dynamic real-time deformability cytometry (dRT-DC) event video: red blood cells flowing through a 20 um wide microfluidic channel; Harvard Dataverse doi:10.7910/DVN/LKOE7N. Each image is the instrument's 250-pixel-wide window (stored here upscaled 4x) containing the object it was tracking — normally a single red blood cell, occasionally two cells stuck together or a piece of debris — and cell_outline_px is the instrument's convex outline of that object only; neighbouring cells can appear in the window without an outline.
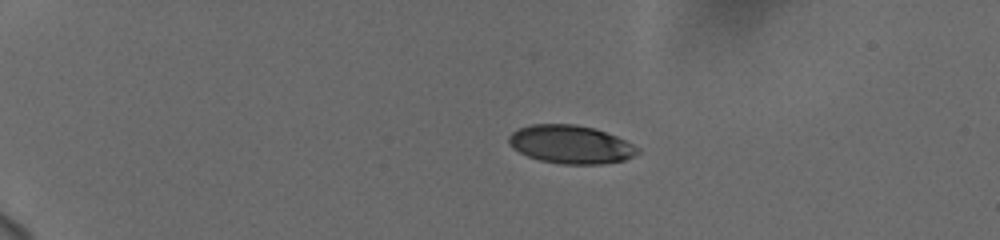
{"species": "human", "species_latin": "Homo sapiens", "temperature_condition": "cold", "stored_images_in_passage": 45, "camera_frame_rate_fps": 3000, "um_per_image_px": 0.085, "donor": {"sex": "female"}, "frame": {"image": 1, "passage_image": 1, "time_ms": 0.0, "image_size_px": [1000, 240], "cell_outline_px": [[640, 152], [624, 160], [600, 164], [560, 164], [540, 160], [528, 156], [512, 148], [508, 144], [508, 136], [512, 132], [520, 128], [532, 124], [576, 124], [596, 128], [616, 136], [640, 148]], "centroid_in_image_um": [48.5, 12.27], "position_along_channel_um": 36.5, "area_um2": 28.78}}
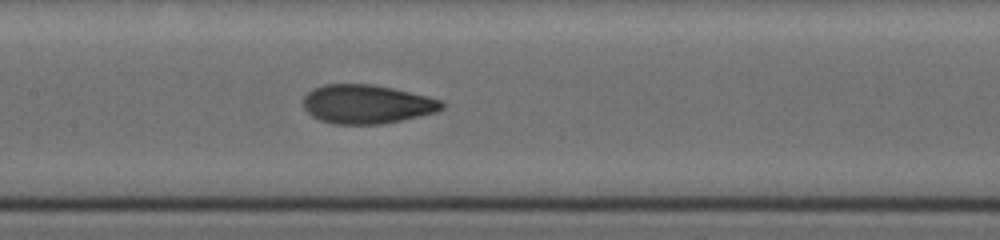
{"frame": {"image": 2, "passage_image": 19, "time_ms": 6.0, "image_size_px": [1000, 240], "cell_outline_px": [[444, 108], [436, 112], [400, 120], [380, 124], [332, 124], [320, 120], [312, 116], [304, 108], [304, 96], [312, 88], [324, 84], [372, 84], [392, 88], [428, 96], [440, 100], [444, 104]], "centroid_in_image_um": [31.15, 8.85], "position_along_channel_um": 176.2, "area_um2": 31.33}}
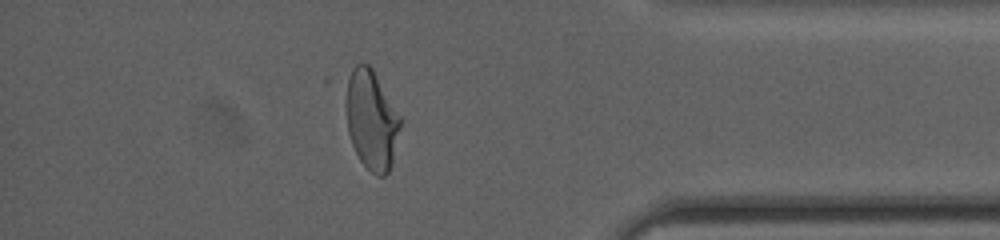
{"frame": {"image": 3, "passage_image": 39, "time_ms": 12.667, "image_size_px": [1000, 240], "cell_outline_px": [[404, 120], [392, 160], [388, 172], [384, 176], [376, 176], [360, 160], [352, 144], [348, 132], [340, 80], [356, 64], [368, 64], [372, 68]], "centroid_in_image_um": [31.52, 10.08], "position_along_channel_um": 403.7, "area_um2": 32.95}, "authors_computed_cell_mechanics": {"area_um2": 31.212, "velocity_mm_per_s": 3.7023, "shape_relaxation_time_tau1_ms": 3.7942, "shape_relaxation_time_tau2_ms": 0.9688, "deformation_change_tau1": 0.1809, "deformation_change_tau2": 0.0663}}